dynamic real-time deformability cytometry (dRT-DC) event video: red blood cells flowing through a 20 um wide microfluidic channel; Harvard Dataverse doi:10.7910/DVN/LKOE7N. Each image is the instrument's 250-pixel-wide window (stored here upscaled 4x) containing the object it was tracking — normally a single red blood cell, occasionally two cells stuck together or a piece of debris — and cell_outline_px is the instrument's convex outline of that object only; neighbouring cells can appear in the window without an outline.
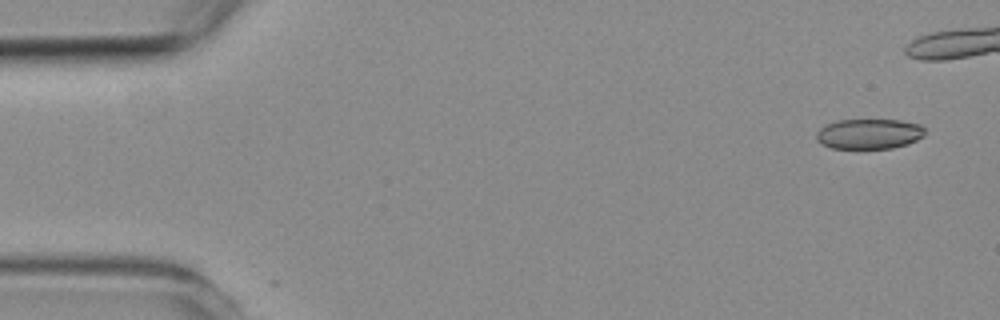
{"species": "common noctule bat (a hibernating species)", "species_latin": "Nyctalus noctula", "temperature_condition": "room temperature", "stored_images_in_passage": 7, "camera_frame_rate_fps": 3000, "um_per_image_px": 0.085, "animal": {"sex": "female", "body_mass_g": 19.3, "forearm_length_mm": 54.1}, "frame": {"image": 1, "passage_image": 1, "time_ms": 0.0, "image_size_px": [1000, 320], "cell_outline_px": [[924, 136], [908, 144], [892, 148], [832, 148], [820, 144], [816, 140], [816, 132], [820, 128], [836, 120], [900, 120], [920, 124], [924, 128]], "centroid_in_image_um": [73.86, 11.38], "position_along_channel_um": 11.1, "area_um2": 19.13}}
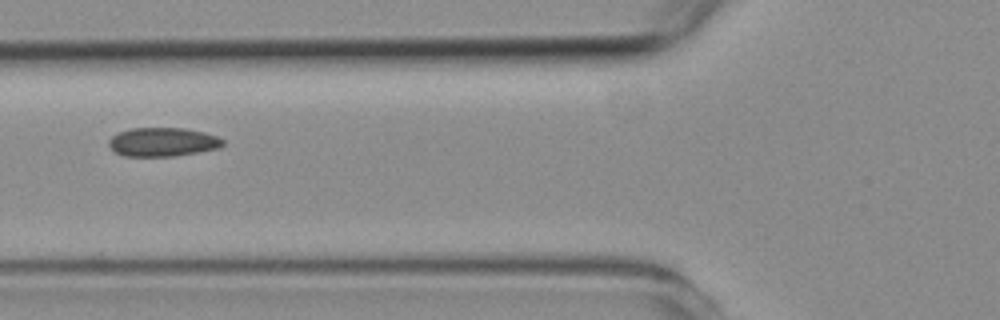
{"frame": {"image": 2, "passage_image": 7, "time_ms": 8.0, "image_size_px": [1000, 320], "cell_outline_px": [[224, 144], [220, 148], [172, 156], [124, 156], [112, 152], [108, 144], [108, 140], [112, 136], [120, 132], [132, 128], [184, 128], [204, 132], [216, 136], [224, 140]], "centroid_in_image_um": [13.8, 12.07], "position_along_channel_um": 112.0, "area_um2": 19.19}}